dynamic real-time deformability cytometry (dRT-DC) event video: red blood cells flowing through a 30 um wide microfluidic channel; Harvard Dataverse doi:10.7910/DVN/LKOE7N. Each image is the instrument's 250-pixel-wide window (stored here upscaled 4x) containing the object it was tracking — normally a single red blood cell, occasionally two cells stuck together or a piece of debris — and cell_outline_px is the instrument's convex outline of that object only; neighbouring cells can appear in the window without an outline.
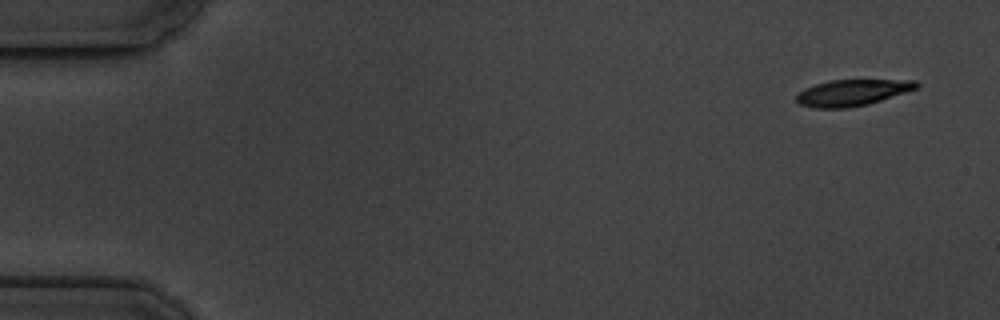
{"species": "common noctule bat (a hibernating species)", "species_latin": "Nyctalus noctula", "temperature_condition": "cold", "stored_images_in_passage": 5, "camera_frame_rate_fps": 3000, "um_per_image_px": 0.085, "animal": {"sex": "male", "body_mass_g": 19.5, "forearm_length_mm": 54.6}, "frame": {"image": 1, "passage_image": 1, "time_ms": 0.0, "image_size_px": [1000, 320], "cell_outline_px": [[920, 84], [916, 88], [868, 104], [848, 108], [812, 108], [800, 104], [796, 100], [796, 96], [804, 88], [816, 84], [832, 80], [916, 80]], "centroid_in_image_um": [72.4, 7.88], "position_along_channel_um": 12.6, "area_um2": 18.15}}
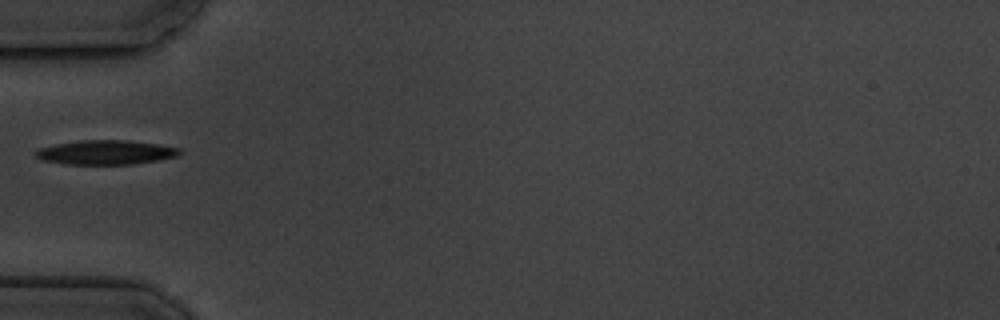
{"frame": {"image": 2, "passage_image": 5, "time_ms": 5.333, "image_size_px": [1000, 320], "cell_outline_px": [[184, 152], [180, 156], [160, 160], [132, 164], [68, 164], [40, 160], [32, 152], [40, 148], [56, 144], [80, 140], [128, 140], [160, 144], [180, 148]], "centroid_in_image_um": [9.05, 12.95], "position_along_channel_um": 76.0, "area_um2": 20.69}}